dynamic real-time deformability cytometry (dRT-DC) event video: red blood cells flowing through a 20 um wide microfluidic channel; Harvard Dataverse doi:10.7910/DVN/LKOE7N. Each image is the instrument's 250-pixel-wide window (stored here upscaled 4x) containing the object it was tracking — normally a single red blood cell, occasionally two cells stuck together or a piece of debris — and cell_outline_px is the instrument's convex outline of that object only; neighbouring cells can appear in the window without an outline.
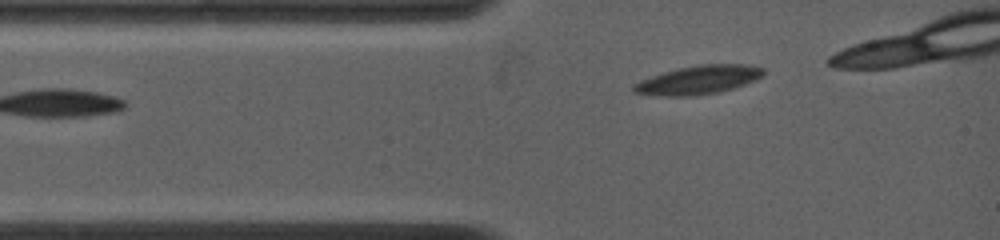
{"species": "common noctule bat (a hibernating species)", "species_latin": "Nyctalus noctula", "temperature_condition": "warm", "stored_images_in_passage": 10, "camera_frame_rate_fps": 4500, "um_per_image_px": 0.085, "animal": {"sex": "female", "body_mass_g": 19.0, "forearm_length_mm": 53.3}, "frame": {"image": 1, "passage_image": 1, "time_ms": 0.0, "image_size_px": [1000, 240], "cell_outline_px": [[764, 76], [756, 80], [732, 88], [716, 92], [688, 96], [656, 96], [632, 92], [632, 84], [640, 80], [664, 72], [680, 68], [700, 64], [744, 64], [764, 68]], "centroid_in_image_um": [59.34, 6.79], "position_along_channel_um": 25.7, "area_um2": 21.56}}
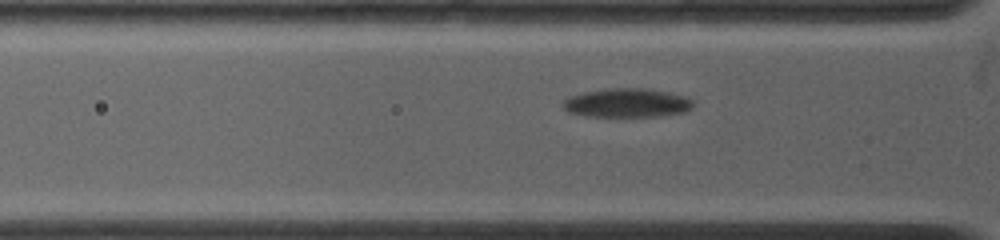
{"frame": {"image": 2, "passage_image": 7, "time_ms": 1.778, "image_size_px": [1000, 240], "cell_outline_px": [[692, 108], [684, 112], [660, 116], [588, 116], [568, 112], [560, 104], [568, 96], [584, 92], [604, 88], [640, 88], [668, 92], [684, 96], [692, 100]], "centroid_in_image_um": [53.25, 8.74], "position_along_channel_um": 72.6, "area_um2": 21.91}}